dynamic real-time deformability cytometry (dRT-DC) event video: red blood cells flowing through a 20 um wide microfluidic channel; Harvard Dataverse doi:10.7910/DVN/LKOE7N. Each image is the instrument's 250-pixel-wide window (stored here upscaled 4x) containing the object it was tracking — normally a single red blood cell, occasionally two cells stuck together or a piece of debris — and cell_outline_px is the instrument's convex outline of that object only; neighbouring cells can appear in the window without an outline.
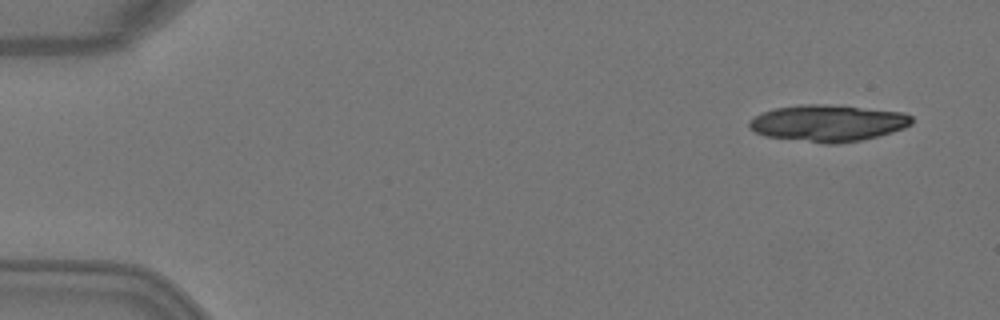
{"species": "Egyptian fruit bat (a non-hibernating species)", "species_latin": "Rousettus aegyptiacus", "temperature_condition": "warm", "stored_images_in_passage": 6, "camera_frame_rate_fps": 3000, "um_per_image_px": 0.085, "animal": {"sex": "female"}, "frame": {"image": 1, "passage_image": 1, "time_ms": 0.0, "image_size_px": [1000, 320], "cell_outline_px": [[912, 124], [904, 128], [892, 132], [860, 140], [836, 144], [824, 144], [764, 136], [748, 128], [748, 120], [764, 112], [776, 108], [800, 104], [824, 104], [904, 112], [912, 116]], "centroid_in_image_um": [70.35, 10.47], "position_along_channel_um": 14.6, "area_um2": 34.68}}
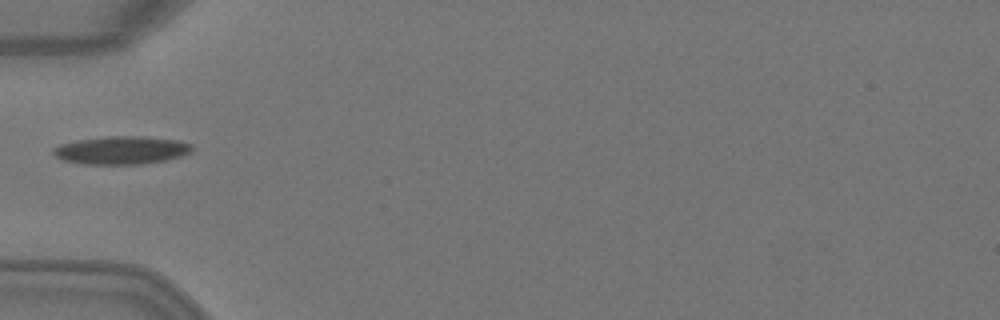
{"frame": {"image": 2, "passage_image": 5, "time_ms": 1.333, "image_size_px": [1000, 320], "cell_outline_px": [[192, 152], [180, 156], [164, 160], [140, 164], [84, 164], [60, 160], [52, 152], [52, 148], [60, 144], [76, 140], [108, 136], [144, 136], [180, 140], [192, 144]], "centroid_in_image_um": [10.3, 12.76], "position_along_channel_um": 74.7, "area_um2": 22.83}}